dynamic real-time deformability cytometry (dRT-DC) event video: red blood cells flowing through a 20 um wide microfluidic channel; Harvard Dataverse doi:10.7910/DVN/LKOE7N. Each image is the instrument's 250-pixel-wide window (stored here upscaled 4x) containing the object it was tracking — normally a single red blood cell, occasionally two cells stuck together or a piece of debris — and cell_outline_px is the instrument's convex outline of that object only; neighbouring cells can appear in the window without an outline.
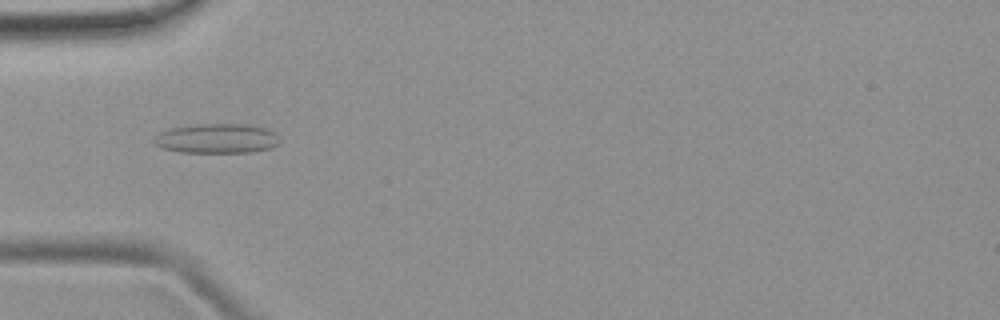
{"species": "common noctule bat (a hibernating species)", "species_latin": "Nyctalus noctula", "temperature_condition": "room temperature", "stored_images_in_passage": 3, "camera_frame_rate_fps": 3000, "um_per_image_px": 0.085, "animal": {"sex": "female", "body_mass_g": 19.9}, "frame": {"image": 1, "passage_image": 2, "time_ms": 1.333, "image_size_px": [1000, 320], "cell_outline_px": [[280, 140], [272, 148], [252, 152], [180, 152], [164, 148], [156, 144], [152, 140], [160, 132], [168, 128], [196, 124], [248, 124], [264, 128], [276, 132]], "centroid_in_image_um": [18.45, 11.76], "position_along_channel_um": 66.6, "area_um2": 21.73}}
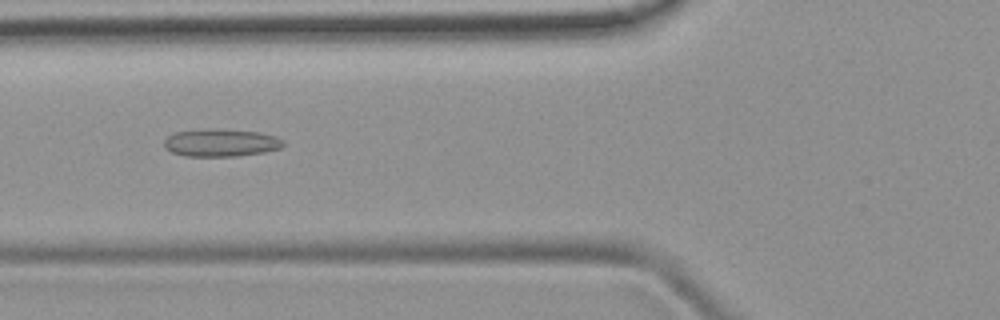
{"frame": {"image": 2, "passage_image": 3, "time_ms": 2.333, "image_size_px": [1000, 320], "cell_outline_px": [[284, 144], [280, 148], [264, 152], [236, 156], [184, 156], [172, 152], [164, 148], [164, 140], [168, 136], [176, 132], [216, 128], [260, 132], [276, 136], [284, 140]], "centroid_in_image_um": [18.79, 12.13], "position_along_channel_um": 107.0, "area_um2": 19.25}}